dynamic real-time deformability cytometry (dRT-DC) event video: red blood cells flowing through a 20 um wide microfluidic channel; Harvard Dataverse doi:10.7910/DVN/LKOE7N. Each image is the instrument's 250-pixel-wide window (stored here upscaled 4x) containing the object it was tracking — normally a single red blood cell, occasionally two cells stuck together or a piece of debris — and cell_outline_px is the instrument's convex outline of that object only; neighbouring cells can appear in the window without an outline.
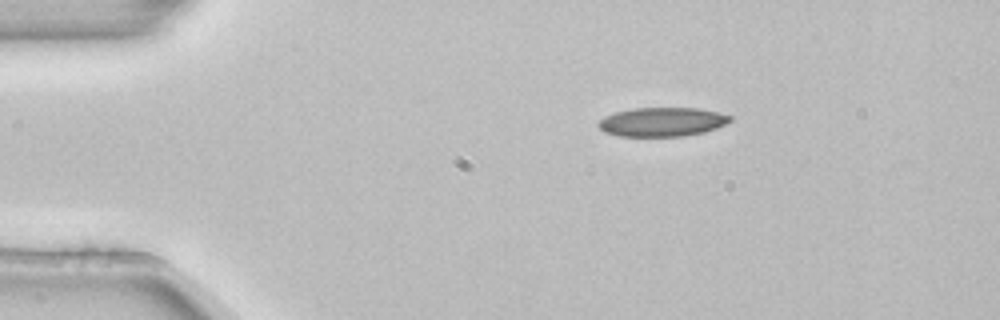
{"species": "common noctule bat (a hibernating species)", "species_latin": "Nyctalus noctula", "temperature_condition": "room temperature", "stored_images_in_passage": 3, "camera_frame_rate_fps": 3000, "um_per_image_px": 0.085, "animal": {"sex": "female", "body_mass_g": 22.7, "forearm_length_mm": 54.2}, "frame": {"image": 1, "passage_image": 1, "time_ms": 0.0, "image_size_px": [1000, 320], "cell_outline_px": [[732, 120], [716, 128], [704, 132], [684, 136], [620, 136], [604, 132], [596, 124], [604, 116], [616, 112], [632, 108], [700, 108], [720, 112], [732, 116]], "centroid_in_image_um": [56.29, 10.35], "position_along_channel_um": 28.7, "area_um2": 22.37}}